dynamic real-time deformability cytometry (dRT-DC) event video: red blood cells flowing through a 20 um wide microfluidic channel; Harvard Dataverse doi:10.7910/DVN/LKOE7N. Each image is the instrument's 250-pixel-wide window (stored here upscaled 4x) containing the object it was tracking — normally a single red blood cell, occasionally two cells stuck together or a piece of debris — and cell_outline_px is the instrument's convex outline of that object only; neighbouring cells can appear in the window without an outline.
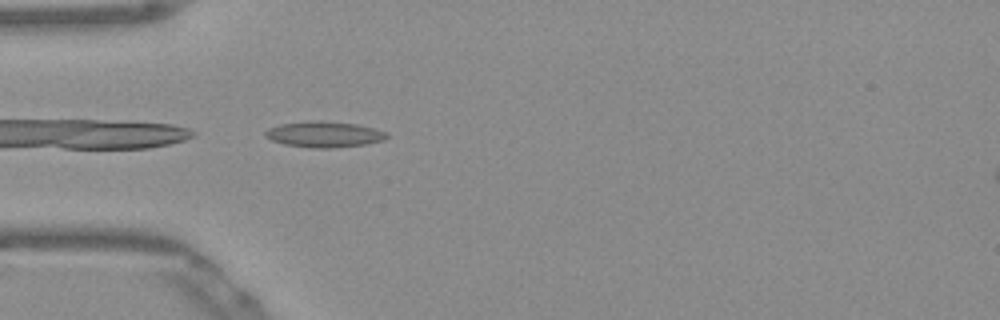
{"species": "Egyptian fruit bat (a non-hibernating species)", "species_latin": "Rousettus aegyptiacus", "temperature_condition": "warm", "stored_images_in_passage": 38, "camera_frame_rate_fps": 3000, "um_per_image_px": 0.085, "frame": {"image": 1, "passage_image": 1, "time_ms": 0.0, "image_size_px": [1000, 320], "cell_outline_px": [[388, 136], [384, 140], [368, 144], [332, 148], [312, 148], [284, 144], [272, 140], [264, 136], [264, 132], [268, 128], [280, 124], [308, 120], [320, 120], [356, 124], [372, 128], [384, 132]], "centroid_in_image_um": [27.51, 11.41], "position_along_channel_um": 57.5, "area_um2": 18.38}}
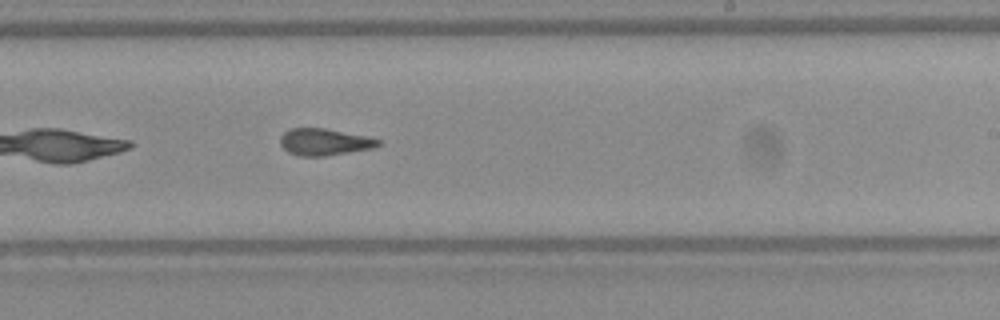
{"frame": {"image": 2, "passage_image": 17, "time_ms": 5.333, "image_size_px": [1000, 320], "cell_outline_px": [[384, 144], [372, 148], [324, 156], [300, 156], [288, 152], [280, 144], [280, 136], [288, 128], [324, 128], [368, 136], [384, 140]], "centroid_in_image_um": [27.61, 12.05], "position_along_channel_um": 261.4, "area_um2": 15.49}}
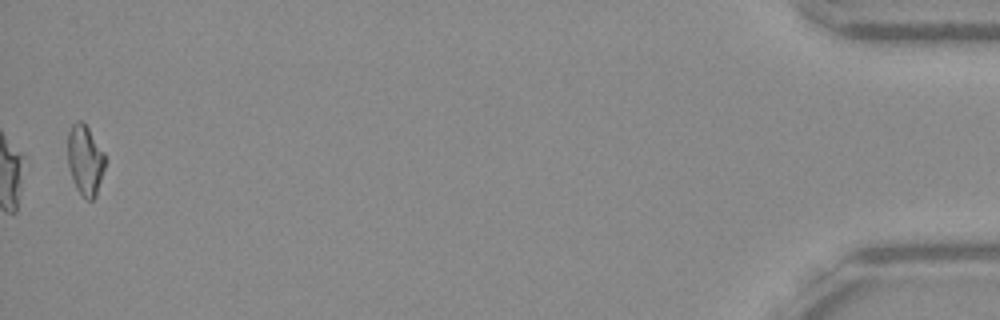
{"frame": {"image": 3, "passage_image": 37, "time_ms": 12.0, "image_size_px": [1000, 320], "cell_outline_px": [[104, 168], [96, 196], [92, 200], [88, 200], [76, 188], [72, 180], [68, 164], [68, 132], [72, 124], [76, 120], [80, 120], [88, 128], [104, 152]], "centroid_in_image_um": [7.22, 13.59], "position_along_channel_um": 428.0, "area_um2": 15.09}, "authors_computed_cell_mechanics": {"area_um2": 15.606, "velocity_mm_per_s": 3.8896, "shape_relaxation_time_tau1_ms": 7.5406, "shape_relaxation_time_tau2_ms": 1.9607, "deformation_change_tau1": 0.2009, "deformation_change_tau2": 0.097}}